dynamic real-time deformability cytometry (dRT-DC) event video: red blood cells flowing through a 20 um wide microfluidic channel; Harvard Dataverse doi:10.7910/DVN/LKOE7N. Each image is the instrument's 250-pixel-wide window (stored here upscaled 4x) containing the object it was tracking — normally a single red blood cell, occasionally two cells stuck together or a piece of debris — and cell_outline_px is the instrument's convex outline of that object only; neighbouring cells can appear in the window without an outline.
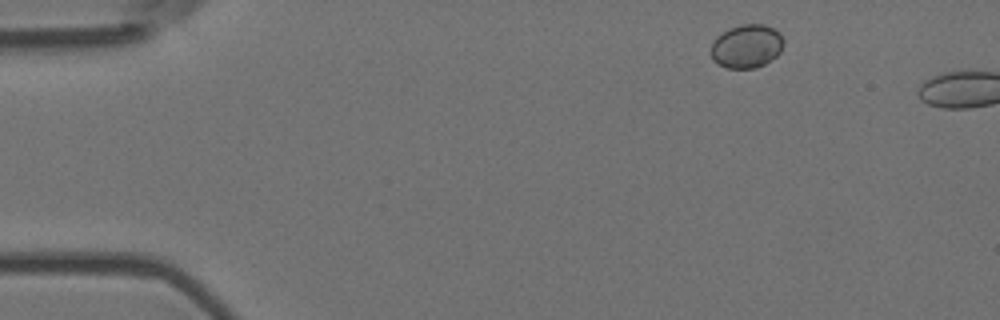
{"species": "Egyptian fruit bat (a non-hibernating species)", "species_latin": "Rousettus aegyptiacus", "temperature_condition": "room temperature", "stored_images_in_passage": 3, "camera_frame_rate_fps": 3000, "um_per_image_px": 0.085, "animal": {"sex": "female"}, "frame": {"image": 1, "passage_image": 2, "time_ms": 0.333, "image_size_px": [1000, 320], "cell_outline_px": [[784, 44], [780, 52], [776, 56], [764, 64], [756, 68], [728, 68], [712, 60], [712, 44], [716, 36], [728, 28], [740, 24], [764, 24], [780, 32], [784, 40]], "centroid_in_image_um": [63.48, 3.91], "position_along_channel_um": 21.5, "area_um2": 18.5}}